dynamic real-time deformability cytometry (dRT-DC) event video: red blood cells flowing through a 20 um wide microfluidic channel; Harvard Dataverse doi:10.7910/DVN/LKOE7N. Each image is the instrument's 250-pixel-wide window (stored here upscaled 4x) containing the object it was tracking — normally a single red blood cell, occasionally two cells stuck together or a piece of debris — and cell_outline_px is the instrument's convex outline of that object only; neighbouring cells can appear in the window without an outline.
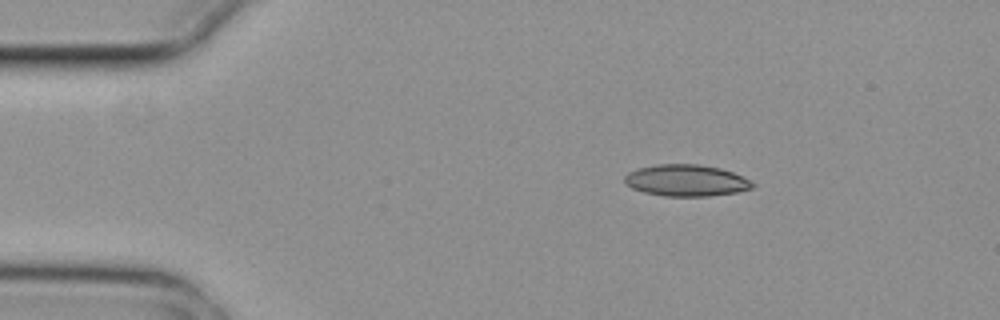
{"species": "common noctule bat (a hibernating species)", "species_latin": "Nyctalus noctula", "temperature_condition": "cold", "stored_images_in_passage": 3, "camera_frame_rate_fps": 3000, "um_per_image_px": 0.085, "animal": {"sex": "female", "body_mass_g": 29.2, "forearm_length_mm": 56.3}, "frame": {"image": 1, "passage_image": 1, "time_ms": 0.0, "image_size_px": [1000, 320], "cell_outline_px": [[756, 184], [752, 188], [736, 192], [708, 196], [664, 196], [644, 192], [632, 188], [624, 184], [624, 176], [628, 172], [640, 168], [656, 164], [700, 164], [720, 168], [732, 172], [752, 180]], "centroid_in_image_um": [58.33, 15.33], "position_along_channel_um": 26.7, "area_um2": 23.64}}